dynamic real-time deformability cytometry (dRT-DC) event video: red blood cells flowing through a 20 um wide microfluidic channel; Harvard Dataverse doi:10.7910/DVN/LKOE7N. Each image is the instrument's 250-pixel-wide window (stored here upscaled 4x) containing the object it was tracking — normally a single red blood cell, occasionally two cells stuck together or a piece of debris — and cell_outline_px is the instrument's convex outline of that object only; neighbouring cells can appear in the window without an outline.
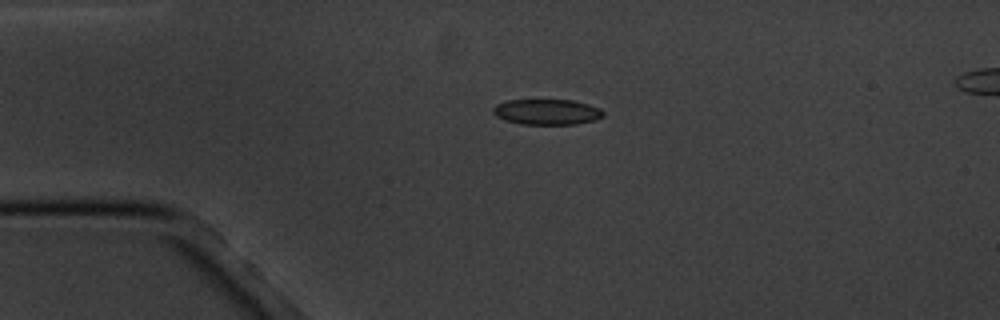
{"species": "common noctule bat (a hibernating species)", "species_latin": "Nyctalus noctula", "temperature_condition": "cold", "stored_images_in_passage": 5, "camera_frame_rate_fps": 3000, "um_per_image_px": 0.085, "animal": {"sex": "male", "body_mass_g": 20.1, "forearm_length_mm": 53.5}, "frame": {"image": 1, "passage_image": 3, "time_ms": 3.0, "image_size_px": [1000, 320], "cell_outline_px": [[604, 116], [592, 120], [576, 124], [520, 124], [504, 120], [496, 116], [492, 112], [492, 108], [496, 104], [508, 100], [572, 100], [588, 104], [600, 108], [604, 112]], "centroid_in_image_um": [46.46, 9.51], "position_along_channel_um": 38.5, "area_um2": 16.42}}
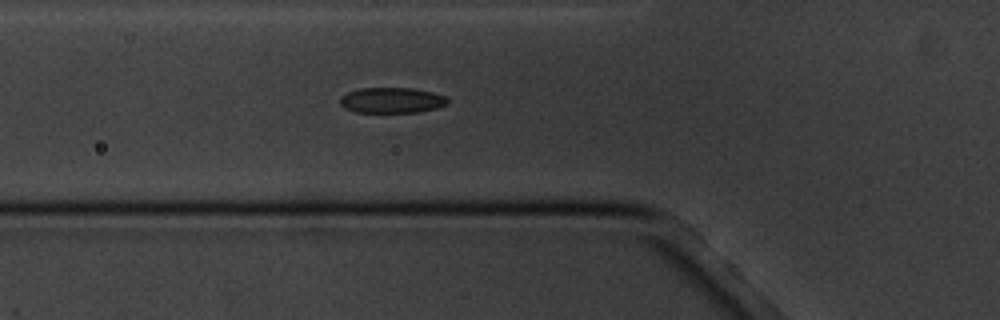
{"frame": {"image": 2, "passage_image": 5, "time_ms": 5.333, "image_size_px": [1000, 320], "cell_outline_px": [[448, 104], [436, 108], [420, 112], [356, 112], [344, 108], [340, 104], [340, 96], [348, 92], [360, 88], [412, 88], [432, 92], [448, 96]], "centroid_in_image_um": [33.31, 8.52], "position_along_channel_um": 92.5, "area_um2": 16.13}}